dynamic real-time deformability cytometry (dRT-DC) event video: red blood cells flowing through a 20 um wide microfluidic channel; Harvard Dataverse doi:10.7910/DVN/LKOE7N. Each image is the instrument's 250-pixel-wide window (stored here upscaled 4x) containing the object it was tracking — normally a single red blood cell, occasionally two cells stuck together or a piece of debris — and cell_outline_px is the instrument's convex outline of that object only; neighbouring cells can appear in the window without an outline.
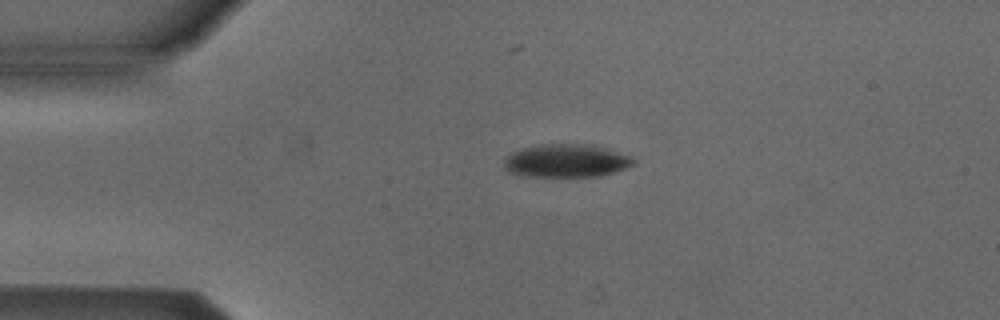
{"species": "Egyptian fruit bat (a non-hibernating species)", "species_latin": "Rousettus aegyptiacus", "temperature_condition": "cold", "stored_images_in_passage": 42, "camera_frame_rate_fps": 3000, "um_per_image_px": 0.085, "animal": {"sex": "male"}, "frame": {"image": 1, "passage_image": 1, "time_ms": 0.0, "image_size_px": [1000, 320], "cell_outline_px": [[636, 164], [600, 176], [524, 176], [508, 172], [504, 168], [504, 160], [512, 152], [520, 148], [536, 144], [584, 144], [608, 148], [628, 156], [636, 160]], "centroid_in_image_um": [48.09, 13.65], "position_along_channel_um": 36.9, "area_um2": 24.97}}
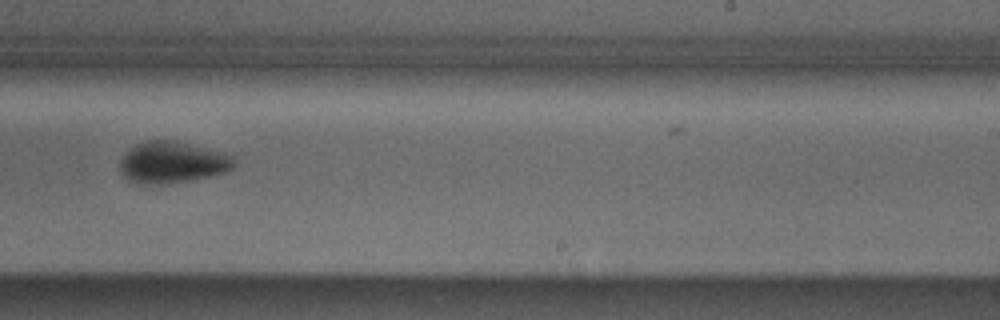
{"frame": {"image": 2, "passage_image": 22, "time_ms": 7.0, "image_size_px": [1000, 320], "cell_outline_px": [[236, 164], [228, 172], [192, 180], [164, 184], [140, 184], [124, 176], [120, 172], [120, 160], [136, 144], [148, 140], [172, 140], [224, 152], [232, 156], [236, 160]], "centroid_in_image_um": [14.69, 13.81], "position_along_channel_um": 274.3, "area_um2": 27.57}}
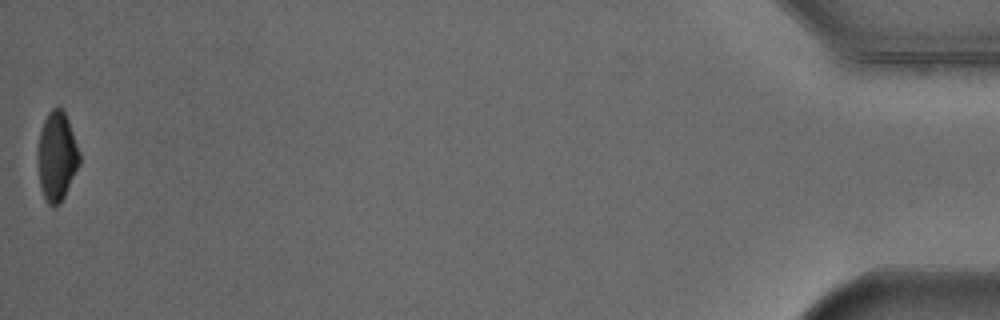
{"frame": {"image": 3, "passage_image": 42, "time_ms": 13.667, "image_size_px": [1000, 320], "cell_outline_px": [[80, 164], [60, 204], [52, 208], [48, 204], [40, 188], [36, 156], [40, 132], [44, 120], [48, 112], [52, 108], [60, 108], [64, 112], [68, 120], [80, 152]], "centroid_in_image_um": [4.81, 13.32], "position_along_channel_um": 430.4, "area_um2": 21.85}, "authors_computed_cell_mechanics": {"area_um2": 26.5013, "velocity_mm_per_s": 3.8756, "shape_relaxation_time_tau1_ms": 2.1785, "shape_relaxation_time_tau2_ms": null, "deformation_change_tau1": 0.0982, "deformation_change_tau2": null}}